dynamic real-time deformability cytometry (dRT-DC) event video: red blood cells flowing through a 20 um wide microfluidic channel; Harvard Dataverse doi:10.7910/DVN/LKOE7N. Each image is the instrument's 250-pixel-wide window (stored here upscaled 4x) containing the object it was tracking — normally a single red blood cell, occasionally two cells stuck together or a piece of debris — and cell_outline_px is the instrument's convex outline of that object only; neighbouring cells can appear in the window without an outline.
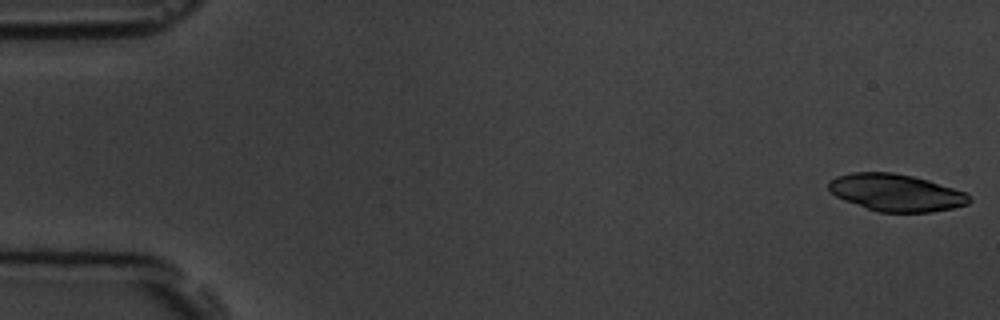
{"species": "common noctule bat (a hibernating species)", "species_latin": "Nyctalus noctula", "temperature_condition": "room temperature", "stored_images_in_passage": 55, "camera_frame_rate_fps": 3000, "um_per_image_px": 0.085, "animal": {"sex": "male", "body_mass_g": 19.5, "forearm_length_mm": 54.6}, "frame": {"image": 1, "passage_image": 1, "time_ms": 0.0, "image_size_px": [1000, 320], "cell_outline_px": [[972, 200], [968, 204], [952, 208], [932, 212], [876, 212], [844, 200], [828, 192], [828, 184], [836, 176], [852, 172], [892, 172], [912, 176], [928, 180], [964, 192], [972, 196]], "centroid_in_image_um": [76.15, 16.38], "position_along_channel_um": 8.9, "area_um2": 30.52}}